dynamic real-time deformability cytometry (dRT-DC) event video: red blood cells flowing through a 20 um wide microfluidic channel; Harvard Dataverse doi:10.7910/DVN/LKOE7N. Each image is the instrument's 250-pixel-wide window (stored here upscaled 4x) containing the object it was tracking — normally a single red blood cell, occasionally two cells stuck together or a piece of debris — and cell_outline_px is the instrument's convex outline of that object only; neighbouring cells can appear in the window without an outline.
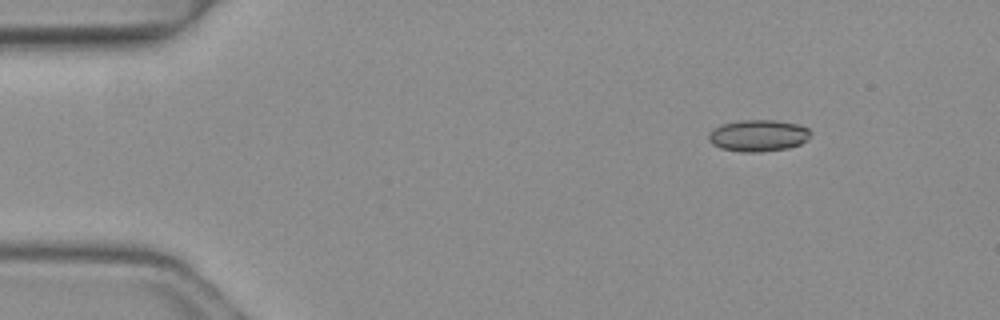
{"species": "common noctule bat (a hibernating species)", "species_latin": "Nyctalus noctula", "temperature_condition": "warm", "stored_images_in_passage": 2, "camera_frame_rate_fps": 3000, "um_per_image_px": 0.085, "animal": {"sex": "female", "body_mass_g": 19.3, "forearm_length_mm": 54.1}, "frame": {"image": 1, "passage_image": 1, "time_ms": 0.0, "image_size_px": [1000, 320], "cell_outline_px": [[812, 132], [808, 140], [800, 144], [788, 148], [760, 152], [740, 152], [720, 148], [712, 144], [708, 140], [708, 132], [712, 128], [720, 124], [740, 120], [776, 120], [796, 124], [808, 128]], "centroid_in_image_um": [64.42, 11.52], "position_along_channel_um": 20.6, "area_um2": 19.13}}
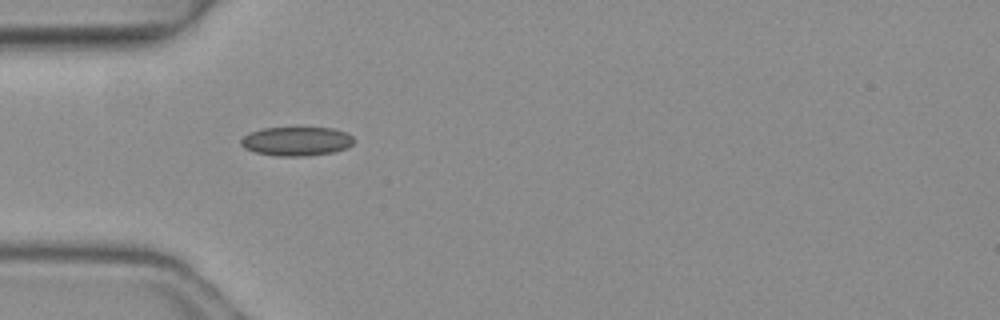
{"frame": {"image": 2, "passage_image": 2, "time_ms": 0.333, "image_size_px": [1000, 320], "cell_outline_px": [[356, 140], [352, 144], [344, 148], [332, 152], [304, 156], [276, 156], [256, 152], [244, 148], [240, 144], [240, 140], [244, 136], [252, 132], [264, 128], [332, 128], [344, 132], [352, 136]], "centroid_in_image_um": [25.19, 12.01], "position_along_channel_um": 59.8, "area_um2": 18.84}}